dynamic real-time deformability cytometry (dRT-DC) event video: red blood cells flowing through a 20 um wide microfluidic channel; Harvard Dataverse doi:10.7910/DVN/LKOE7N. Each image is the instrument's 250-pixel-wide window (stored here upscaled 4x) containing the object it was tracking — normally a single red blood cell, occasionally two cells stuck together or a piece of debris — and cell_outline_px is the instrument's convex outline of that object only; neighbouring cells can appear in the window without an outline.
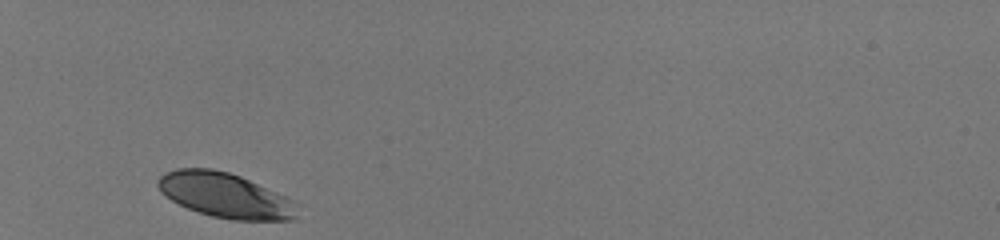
{"species": "human", "species_latin": "Homo sapiens", "temperature_condition": "room temperature", "stored_images_in_passage": 28, "camera_frame_rate_fps": 3000, "um_per_image_px": 0.085, "donor": {"sex": "male"}, "frame": {"image": 1, "passage_image": 1, "time_ms": 0.0, "image_size_px": [1000, 240], "cell_outline_px": [[296, 220], [232, 220], [212, 216], [188, 208], [172, 200], [160, 192], [156, 184], [156, 180], [160, 176], [176, 168], [212, 168], [228, 172], [240, 176], [276, 192], [292, 200], [296, 216]], "centroid_in_image_um": [19.08, 16.59], "position_along_channel_um": 65.9, "area_um2": 36.01}}
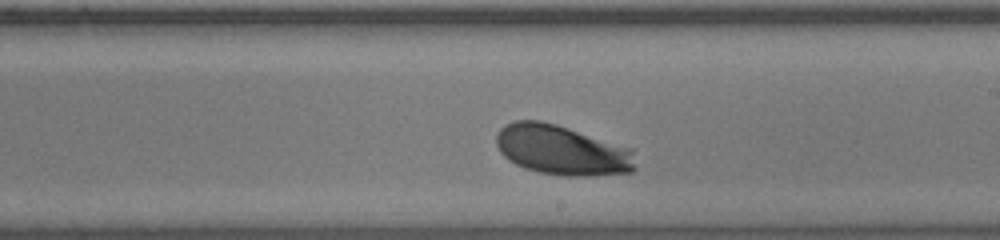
{"frame": {"image": 2, "passage_image": 16, "time_ms": 5.0, "image_size_px": [1000, 240], "cell_outline_px": [[636, 168], [632, 172], [588, 176], [568, 176], [540, 172], [524, 168], [508, 160], [500, 152], [496, 144], [496, 136], [500, 128], [504, 124], [516, 120], [540, 120], [556, 124], [632, 148]], "centroid_in_image_um": [47.75, 12.75], "position_along_channel_um": 241.2, "area_um2": 40.58}}
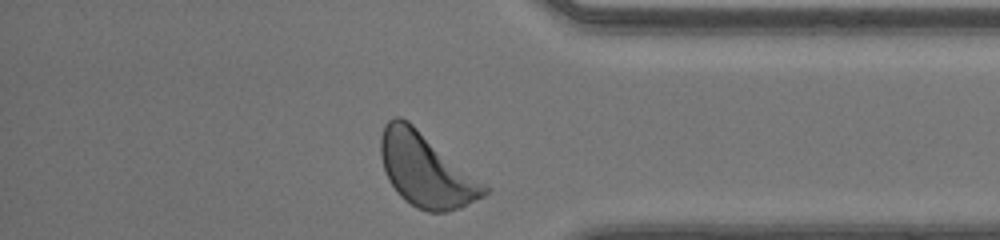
{"frame": {"image": 3, "passage_image": 28, "time_ms": 9.0, "image_size_px": [1000, 240], "cell_outline_px": [[488, 192], [484, 196], [460, 208], [448, 212], [428, 212], [416, 208], [404, 200], [400, 196], [388, 180], [384, 172], [380, 156], [380, 136], [384, 124], [388, 120], [396, 116], [400, 116], [408, 120], [488, 188]], "centroid_in_image_um": [36.13, 14.45], "position_along_channel_um": 399.1, "area_um2": 43.93}, "authors_computed_cell_mechanics": {"area_um2": 38.7549, "velocity_mm_per_s": 4.03, "shape_relaxation_time_tau1_ms": 1.5346, "shape_relaxation_time_tau2_ms": null, "deformation_change_tau1": 0.1117, "deformation_change_tau2": null}}